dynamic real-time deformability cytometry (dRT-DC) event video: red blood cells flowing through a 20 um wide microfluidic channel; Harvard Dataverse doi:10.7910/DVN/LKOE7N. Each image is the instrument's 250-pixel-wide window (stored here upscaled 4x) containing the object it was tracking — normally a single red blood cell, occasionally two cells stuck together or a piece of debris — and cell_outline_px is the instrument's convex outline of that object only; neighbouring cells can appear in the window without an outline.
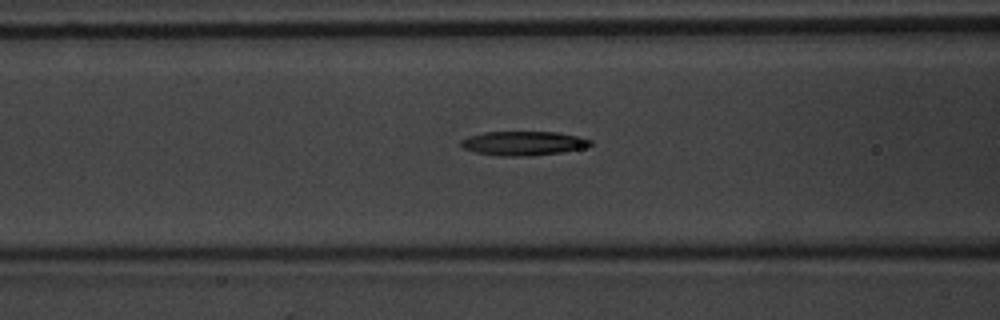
{"species": "common noctule bat (a hibernating species)", "species_latin": "Nyctalus noctula", "temperature_condition": "warm", "stored_images_in_passage": 48, "camera_frame_rate_fps": 3000, "um_per_image_px": 0.085, "animal": {"sex": "male", "body_mass_g": 20.1, "forearm_length_mm": 53.5}, "frame": {"image": 1, "passage_image": 21, "time_ms": 6.667, "image_size_px": [1000, 320], "cell_outline_px": [[592, 144], [580, 148], [560, 152], [528, 156], [500, 156], [476, 152], [464, 148], [460, 144], [460, 140], [468, 136], [484, 132], [556, 132], [580, 136], [592, 140]], "centroid_in_image_um": [44.46, 12.17], "position_along_channel_um": 122.1, "area_um2": 18.09}}
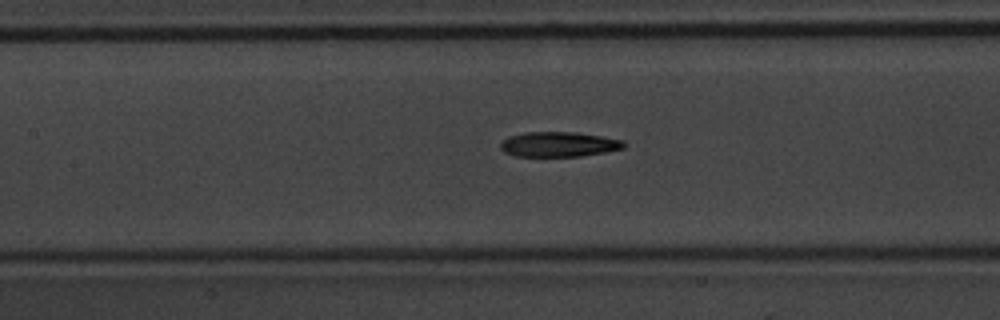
{"frame": {"image": 2, "passage_image": 24, "time_ms": 7.667, "image_size_px": [1000, 320], "cell_outline_px": [[624, 148], [604, 152], [580, 156], [516, 156], [504, 152], [500, 148], [500, 144], [508, 136], [524, 132], [576, 132], [624, 140]], "centroid_in_image_um": [47.47, 12.26], "position_along_channel_um": 159.9, "area_um2": 17.86}}
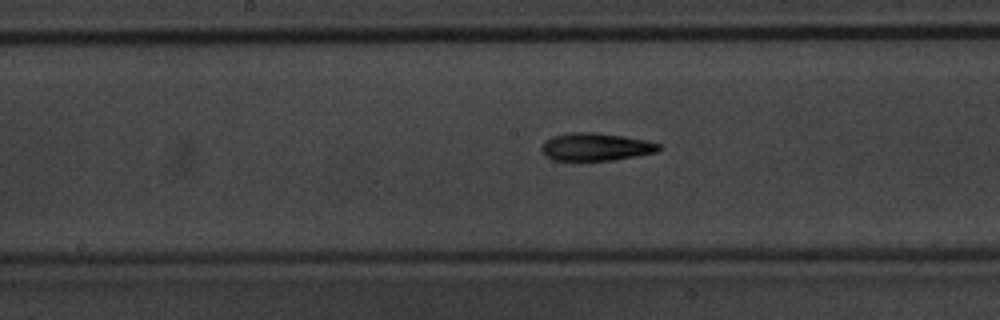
{"frame": {"image": 3, "passage_image": 27, "time_ms": 8.667, "image_size_px": [1000, 320], "cell_outline_px": [[660, 148], [656, 152], [636, 156], [612, 160], [552, 160], [544, 156], [540, 148], [544, 140], [552, 136], [572, 132], [592, 132], [624, 136], [644, 140], [660, 144]], "centroid_in_image_um": [50.58, 12.48], "position_along_channel_um": 197.6, "area_um2": 18.96}, "authors_computed_cell_mechanics": {"area_um2": 18.2359, "velocity_mm_per_s": 3.7686, "shape_relaxation_time_tau1_ms": 4.8891, "shape_relaxation_time_tau2_ms": 4.1173, "deformation_change_tau1": 0.2044, "deformation_change_tau2": 0.1569}}